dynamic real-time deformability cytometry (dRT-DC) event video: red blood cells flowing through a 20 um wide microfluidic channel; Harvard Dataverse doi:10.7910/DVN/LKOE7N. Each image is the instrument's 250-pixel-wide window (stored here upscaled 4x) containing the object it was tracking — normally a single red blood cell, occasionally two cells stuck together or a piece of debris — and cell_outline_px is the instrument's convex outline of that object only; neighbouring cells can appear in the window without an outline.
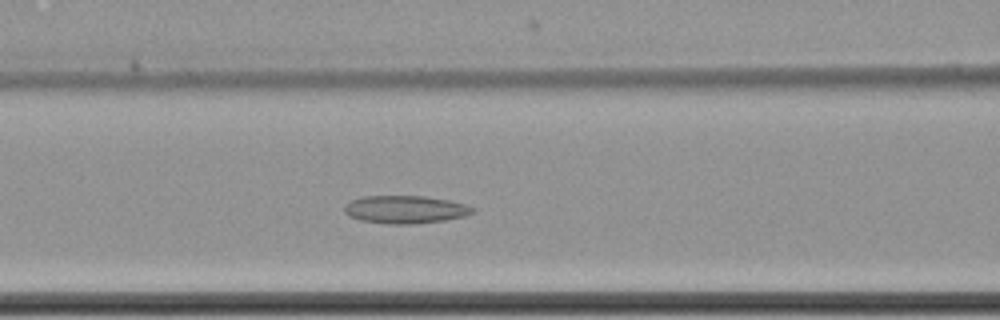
{"species": "common noctule bat (a hibernating species)", "species_latin": "Nyctalus noctula", "temperature_condition": "cold", "stored_images_in_passage": 59, "camera_frame_rate_fps": 3000, "um_per_image_px": 0.085, "animal": {"sex": "female", "body_mass_g": 22.7, "forearm_length_mm": 54.2}, "frame": {"image": 1, "passage_image": 25, "time_ms": 8.0, "image_size_px": [1000, 320], "cell_outline_px": [[476, 212], [464, 216], [444, 220], [412, 224], [388, 224], [360, 220], [348, 216], [344, 212], [344, 204], [352, 200], [364, 196], [424, 196], [448, 200], [464, 204], [476, 208]], "centroid_in_image_um": [34.43, 17.81], "position_along_channel_um": 132.2, "area_um2": 20.87}}
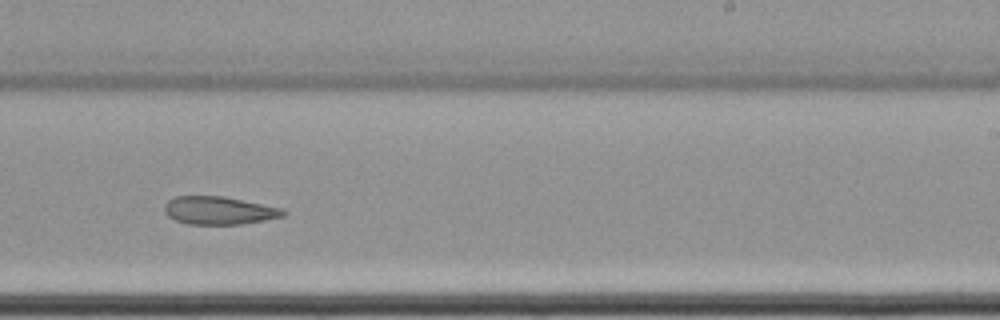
{"frame": {"image": 2, "passage_image": 37, "time_ms": 12.0, "image_size_px": [1000, 320], "cell_outline_px": [[288, 212], [284, 216], [264, 220], [240, 224], [188, 224], [176, 220], [168, 216], [164, 212], [164, 204], [168, 200], [176, 196], [224, 196], [284, 208]], "centroid_in_image_um": [18.63, 17.88], "position_along_channel_um": 270.4, "area_um2": 19.48}}
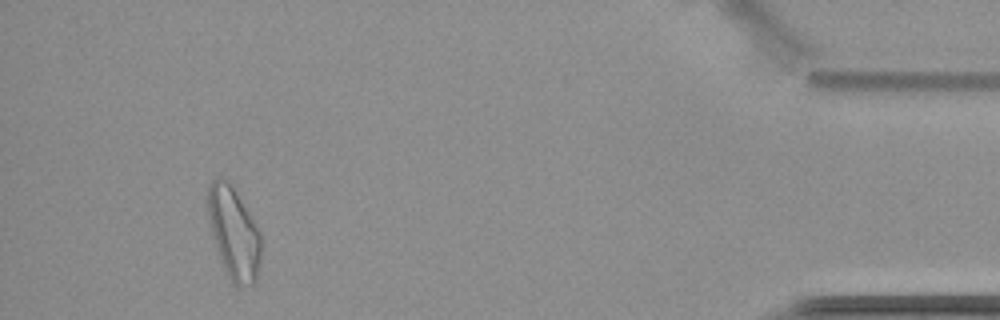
{"frame": {"image": 3, "passage_image": 55, "time_ms": 18.0, "image_size_px": [1000, 320], "cell_outline_px": [[260, 260], [256, 280], [252, 284], [232, 284], [224, 268], [216, 248], [212, 236], [208, 220], [208, 184], [216, 176], [220, 176], [232, 180], [256, 224], [260, 232]], "centroid_in_image_um": [19.85, 19.69], "position_along_channel_um": 415.3, "area_um2": 28.9}, "authors_computed_cell_mechanics": {"area_um2": 23.2934, "velocity_mm_per_s": 3.4643, "shape_relaxation_time_tau1_ms": null, "shape_relaxation_time_tau2_ms": 5.8643, "deformation_change_tau1": null, "deformation_change_tau2": 0.1192}}